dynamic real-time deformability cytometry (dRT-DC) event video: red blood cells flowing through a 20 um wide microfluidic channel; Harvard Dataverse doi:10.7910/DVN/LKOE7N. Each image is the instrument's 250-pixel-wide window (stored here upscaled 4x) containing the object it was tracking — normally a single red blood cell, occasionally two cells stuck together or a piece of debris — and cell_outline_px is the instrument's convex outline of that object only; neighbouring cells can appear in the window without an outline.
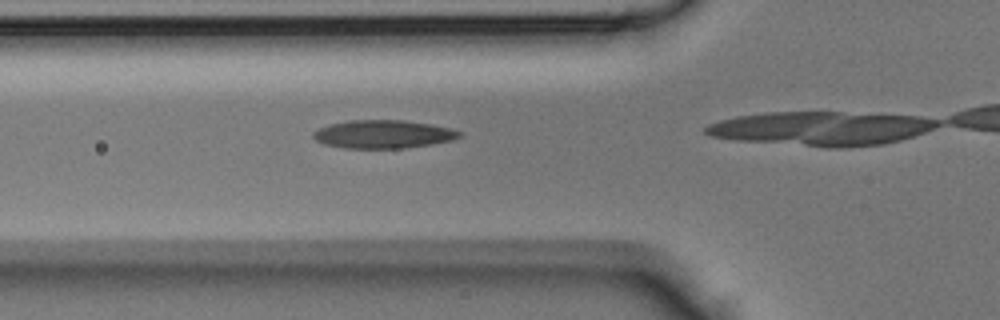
{"species": "Egyptian fruit bat (a non-hibernating species)", "species_latin": "Rousettus aegyptiacus", "temperature_condition": "room temperature", "stored_images_in_passage": 10, "camera_frame_rate_fps": 3000, "um_per_image_px": 0.085, "animal": {"sex": "male"}, "frame": {"image": 1, "passage_image": 4, "time_ms": 1.0, "image_size_px": [1000, 320], "cell_outline_px": [[464, 136], [452, 140], [432, 144], [404, 148], [344, 148], [324, 144], [316, 140], [312, 136], [312, 132], [328, 124], [348, 120], [404, 120], [432, 124], [464, 132]], "centroid_in_image_um": [32.59, 11.4], "position_along_channel_um": 93.2, "area_um2": 24.22}}
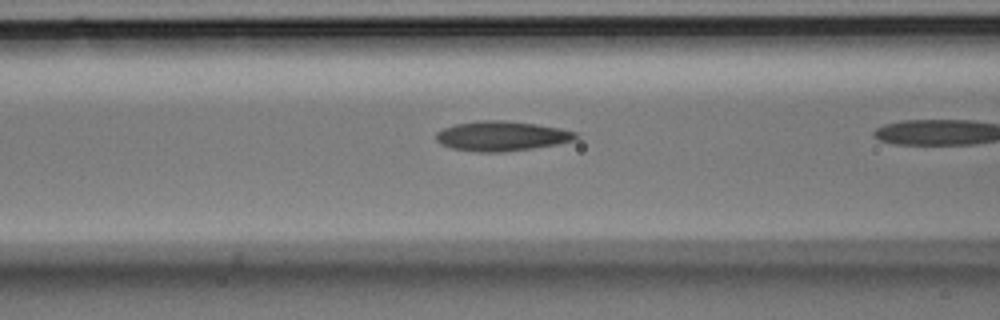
{"frame": {"image": 2, "passage_image": 6, "time_ms": 1.667, "image_size_px": [1000, 320], "cell_outline_px": [[580, 136], [576, 140], [556, 144], [532, 148], [500, 152], [480, 152], [452, 148], [440, 144], [436, 140], [436, 132], [444, 128], [456, 124], [476, 120], [500, 120], [536, 124], [560, 128], [576, 132]], "centroid_in_image_um": [42.64, 11.56], "position_along_channel_um": 124.0, "area_um2": 24.22}}
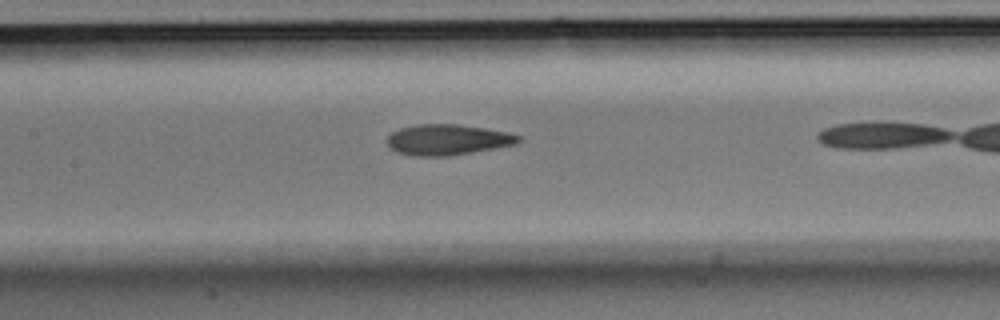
{"frame": {"image": 3, "passage_image": 9, "time_ms": 2.667, "image_size_px": [1000, 320], "cell_outline_px": [[520, 140], [516, 144], [472, 152], [448, 156], [412, 156], [396, 152], [388, 144], [388, 136], [392, 132], [400, 128], [416, 124], [456, 124], [484, 128], [508, 132], [520, 136]], "centroid_in_image_um": [38.03, 11.87], "position_along_channel_um": 169.4, "area_um2": 23.35}}